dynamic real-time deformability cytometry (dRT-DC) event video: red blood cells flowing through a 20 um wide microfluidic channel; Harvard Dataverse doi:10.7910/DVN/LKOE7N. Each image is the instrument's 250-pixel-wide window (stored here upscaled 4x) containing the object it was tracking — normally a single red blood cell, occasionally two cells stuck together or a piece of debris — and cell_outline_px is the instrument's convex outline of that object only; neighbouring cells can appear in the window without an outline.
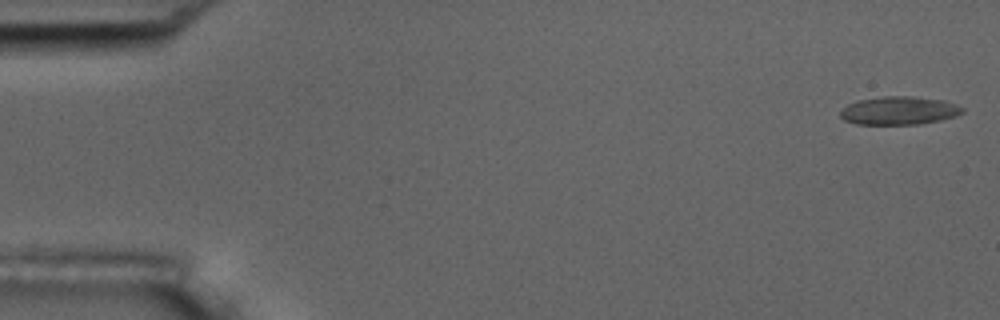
{"species": "common noctule bat (a hibernating species)", "species_latin": "Nyctalus noctula", "temperature_condition": "room temperature", "stored_images_in_passage": 55, "camera_frame_rate_fps": 3000, "um_per_image_px": 0.085, "animal": {"sex": "male", "body_mass_g": 17.5, "forearm_length_mm": 52.3}, "frame": {"image": 1, "passage_image": 1, "time_ms": 0.0, "image_size_px": [1000, 320], "cell_outline_px": [[964, 112], [956, 116], [940, 120], [920, 124], [856, 124], [844, 120], [840, 116], [840, 112], [848, 104], [856, 100], [884, 96], [912, 96], [944, 100], [956, 104], [964, 108]], "centroid_in_image_um": [76.43, 9.39], "position_along_channel_um": 8.6, "area_um2": 20.17}}
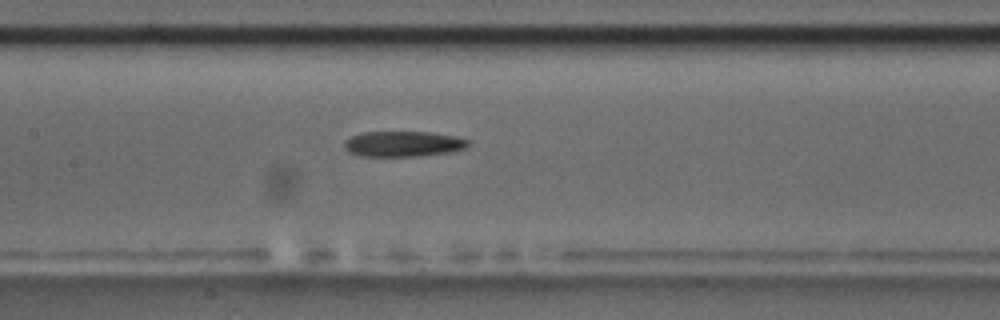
{"frame": {"image": 2, "passage_image": 26, "time_ms": 8.333, "image_size_px": [1000, 320], "cell_outline_px": [[468, 144], [464, 148], [448, 152], [420, 156], [360, 156], [348, 152], [344, 148], [344, 144], [352, 136], [364, 132], [428, 132], [456, 136], [468, 140]], "centroid_in_image_um": [34.25, 12.23], "position_along_channel_um": 173.2, "area_um2": 18.21}}
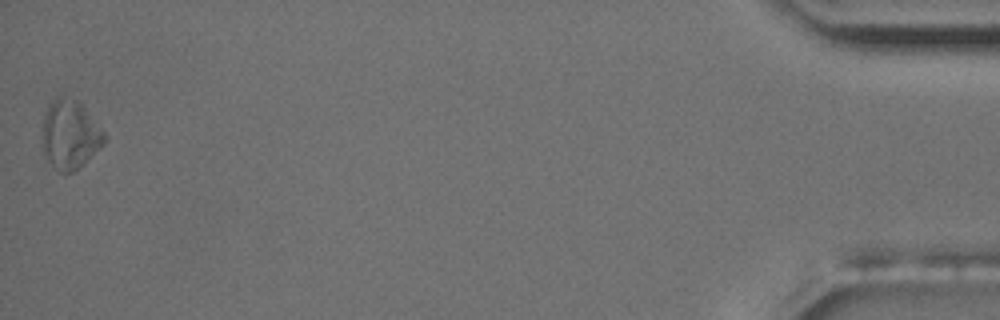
{"frame": {"image": 3, "passage_image": 55, "time_ms": 18.0, "image_size_px": [1000, 320], "cell_outline_px": [[104, 144], [72, 172], [60, 172], [52, 164], [44, 152], [40, 144], [40, 136], [44, 116], [48, 104], [52, 100], [60, 96], [76, 100], [84, 108], [104, 132]], "centroid_in_image_um": [5.89, 11.42], "position_along_channel_um": 429.3, "area_um2": 24.45}, "authors_computed_cell_mechanics": {"area_um2": 19.4786, "velocity_mm_per_s": 3.6216, "shape_relaxation_time_tau1_ms": 2.9026, "shape_relaxation_time_tau2_ms": null, "deformation_change_tau1": 0.1049, "deformation_change_tau2": null}}